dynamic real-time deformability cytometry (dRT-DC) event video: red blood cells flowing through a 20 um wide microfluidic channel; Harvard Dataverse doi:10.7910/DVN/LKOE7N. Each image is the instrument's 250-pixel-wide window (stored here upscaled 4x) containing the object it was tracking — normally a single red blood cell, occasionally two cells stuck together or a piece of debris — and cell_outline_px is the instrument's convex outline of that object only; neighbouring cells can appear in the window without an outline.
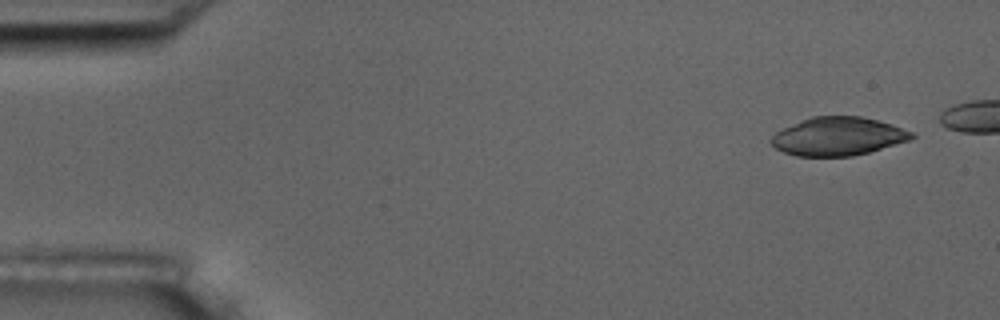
{"species": "common noctule bat (a hibernating species)", "species_latin": "Nyctalus noctula", "temperature_condition": "room temperature", "stored_images_in_passage": 5, "camera_frame_rate_fps": 3000, "um_per_image_px": 0.085, "animal": {"sex": "male", "body_mass_g": 17.5, "forearm_length_mm": 52.3}, "frame": {"image": 1, "passage_image": 1, "time_ms": 0.0, "image_size_px": [1000, 320], "cell_outline_px": [[916, 136], [908, 140], [868, 152], [852, 156], [796, 156], [784, 152], [776, 148], [768, 140], [776, 132], [800, 120], [812, 116], [860, 116], [876, 120], [916, 132]], "centroid_in_image_um": [71.21, 11.59], "position_along_channel_um": 13.8, "area_um2": 31.21}}